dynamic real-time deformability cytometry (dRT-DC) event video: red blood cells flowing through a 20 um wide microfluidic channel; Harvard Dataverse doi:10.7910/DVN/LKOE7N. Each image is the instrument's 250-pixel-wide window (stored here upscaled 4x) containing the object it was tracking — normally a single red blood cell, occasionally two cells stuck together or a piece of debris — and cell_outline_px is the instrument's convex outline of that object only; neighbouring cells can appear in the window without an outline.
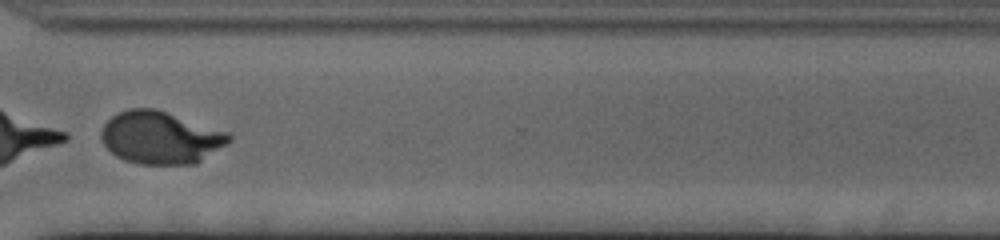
{"species": "human", "species_latin": "Homo sapiens", "temperature_condition": "cold", "stored_images_in_passage": 49, "camera_frame_rate_fps": 3000, "um_per_image_px": 0.085, "donor": {"sex": "female"}, "frame": {"image": 1, "passage_image": 37, "time_ms": 12.0, "image_size_px": [1000, 240], "cell_outline_px": [[232, 140], [196, 164], [140, 164], [124, 160], [116, 156], [100, 140], [100, 132], [104, 124], [112, 116], [128, 108], [156, 108], [228, 132], [232, 136]], "centroid_in_image_um": [13.63, 11.69], "position_along_channel_um": 357.0, "area_um2": 39.13}}